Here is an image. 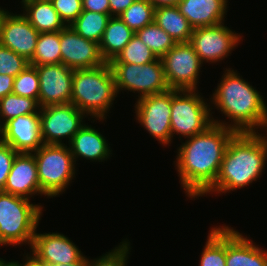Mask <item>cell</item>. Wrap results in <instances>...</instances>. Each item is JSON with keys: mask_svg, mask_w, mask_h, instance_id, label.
Returning <instances> with one entry per match:
<instances>
[{"mask_svg": "<svg viewBox=\"0 0 267 266\" xmlns=\"http://www.w3.org/2000/svg\"><path fill=\"white\" fill-rule=\"evenodd\" d=\"M12 93L38 102L39 76L35 66L28 65L14 78Z\"/></svg>", "mask_w": 267, "mask_h": 266, "instance_id": "1f68e13d", "label": "cell"}, {"mask_svg": "<svg viewBox=\"0 0 267 266\" xmlns=\"http://www.w3.org/2000/svg\"><path fill=\"white\" fill-rule=\"evenodd\" d=\"M136 0H109L110 15L119 16Z\"/></svg>", "mask_w": 267, "mask_h": 266, "instance_id": "74e56055", "label": "cell"}, {"mask_svg": "<svg viewBox=\"0 0 267 266\" xmlns=\"http://www.w3.org/2000/svg\"><path fill=\"white\" fill-rule=\"evenodd\" d=\"M155 7L149 0H136L123 13L120 19L134 32L154 22Z\"/></svg>", "mask_w": 267, "mask_h": 266, "instance_id": "f546056e", "label": "cell"}, {"mask_svg": "<svg viewBox=\"0 0 267 266\" xmlns=\"http://www.w3.org/2000/svg\"><path fill=\"white\" fill-rule=\"evenodd\" d=\"M161 61L170 89L196 90L202 63L189 42L177 43Z\"/></svg>", "mask_w": 267, "mask_h": 266, "instance_id": "9c48e42d", "label": "cell"}, {"mask_svg": "<svg viewBox=\"0 0 267 266\" xmlns=\"http://www.w3.org/2000/svg\"><path fill=\"white\" fill-rule=\"evenodd\" d=\"M40 128L43 144L61 145V139L68 142L83 126L86 115L74 104H58L40 108ZM82 122V123H81Z\"/></svg>", "mask_w": 267, "mask_h": 266, "instance_id": "30bf717a", "label": "cell"}, {"mask_svg": "<svg viewBox=\"0 0 267 266\" xmlns=\"http://www.w3.org/2000/svg\"><path fill=\"white\" fill-rule=\"evenodd\" d=\"M39 32L23 14L5 13L0 32V44L9 48L27 61L33 58Z\"/></svg>", "mask_w": 267, "mask_h": 266, "instance_id": "9a60e30c", "label": "cell"}, {"mask_svg": "<svg viewBox=\"0 0 267 266\" xmlns=\"http://www.w3.org/2000/svg\"><path fill=\"white\" fill-rule=\"evenodd\" d=\"M28 65L24 57L0 44V74L16 77Z\"/></svg>", "mask_w": 267, "mask_h": 266, "instance_id": "d6a6232c", "label": "cell"}, {"mask_svg": "<svg viewBox=\"0 0 267 266\" xmlns=\"http://www.w3.org/2000/svg\"><path fill=\"white\" fill-rule=\"evenodd\" d=\"M30 249L32 256L46 266L58 263L68 265L84 257L81 250L60 233H35Z\"/></svg>", "mask_w": 267, "mask_h": 266, "instance_id": "2e32d148", "label": "cell"}, {"mask_svg": "<svg viewBox=\"0 0 267 266\" xmlns=\"http://www.w3.org/2000/svg\"><path fill=\"white\" fill-rule=\"evenodd\" d=\"M42 210L29 199L0 191V245L28 243L31 248Z\"/></svg>", "mask_w": 267, "mask_h": 266, "instance_id": "5b68a950", "label": "cell"}, {"mask_svg": "<svg viewBox=\"0 0 267 266\" xmlns=\"http://www.w3.org/2000/svg\"><path fill=\"white\" fill-rule=\"evenodd\" d=\"M61 63L75 69L94 68L105 63L99 44L78 35L70 26L60 31Z\"/></svg>", "mask_w": 267, "mask_h": 266, "instance_id": "5bb4252c", "label": "cell"}, {"mask_svg": "<svg viewBox=\"0 0 267 266\" xmlns=\"http://www.w3.org/2000/svg\"><path fill=\"white\" fill-rule=\"evenodd\" d=\"M4 127V142L18 153H32L43 145L39 113L10 119Z\"/></svg>", "mask_w": 267, "mask_h": 266, "instance_id": "ac0fdd59", "label": "cell"}, {"mask_svg": "<svg viewBox=\"0 0 267 266\" xmlns=\"http://www.w3.org/2000/svg\"><path fill=\"white\" fill-rule=\"evenodd\" d=\"M117 95L115 78L109 63L74 70L70 103L86 116L90 115L98 120L106 119V113Z\"/></svg>", "mask_w": 267, "mask_h": 266, "instance_id": "277c9868", "label": "cell"}, {"mask_svg": "<svg viewBox=\"0 0 267 266\" xmlns=\"http://www.w3.org/2000/svg\"><path fill=\"white\" fill-rule=\"evenodd\" d=\"M226 266H267V252L231 227H226Z\"/></svg>", "mask_w": 267, "mask_h": 266, "instance_id": "d6986e66", "label": "cell"}, {"mask_svg": "<svg viewBox=\"0 0 267 266\" xmlns=\"http://www.w3.org/2000/svg\"><path fill=\"white\" fill-rule=\"evenodd\" d=\"M227 2L228 0H181L177 7L195 29L223 23Z\"/></svg>", "mask_w": 267, "mask_h": 266, "instance_id": "ffe728a7", "label": "cell"}, {"mask_svg": "<svg viewBox=\"0 0 267 266\" xmlns=\"http://www.w3.org/2000/svg\"><path fill=\"white\" fill-rule=\"evenodd\" d=\"M39 76L40 108L71 101L74 70L64 64L32 65Z\"/></svg>", "mask_w": 267, "mask_h": 266, "instance_id": "4fadbf2b", "label": "cell"}, {"mask_svg": "<svg viewBox=\"0 0 267 266\" xmlns=\"http://www.w3.org/2000/svg\"><path fill=\"white\" fill-rule=\"evenodd\" d=\"M32 113H40L39 103L35 99L13 93L0 99V118L4 124L10 119Z\"/></svg>", "mask_w": 267, "mask_h": 266, "instance_id": "83f0119b", "label": "cell"}, {"mask_svg": "<svg viewBox=\"0 0 267 266\" xmlns=\"http://www.w3.org/2000/svg\"><path fill=\"white\" fill-rule=\"evenodd\" d=\"M149 1L155 8H158L161 6L177 5L181 0H149Z\"/></svg>", "mask_w": 267, "mask_h": 266, "instance_id": "60d3db41", "label": "cell"}, {"mask_svg": "<svg viewBox=\"0 0 267 266\" xmlns=\"http://www.w3.org/2000/svg\"><path fill=\"white\" fill-rule=\"evenodd\" d=\"M48 266H90V260L84 256L80 261L71 263V264H50Z\"/></svg>", "mask_w": 267, "mask_h": 266, "instance_id": "b9f144b4", "label": "cell"}, {"mask_svg": "<svg viewBox=\"0 0 267 266\" xmlns=\"http://www.w3.org/2000/svg\"><path fill=\"white\" fill-rule=\"evenodd\" d=\"M136 120L164 146L171 135V89L167 92L138 98L135 103Z\"/></svg>", "mask_w": 267, "mask_h": 266, "instance_id": "8fae6325", "label": "cell"}, {"mask_svg": "<svg viewBox=\"0 0 267 266\" xmlns=\"http://www.w3.org/2000/svg\"><path fill=\"white\" fill-rule=\"evenodd\" d=\"M134 34L135 32L119 16H111L99 43L100 53L104 61L110 63L114 60Z\"/></svg>", "mask_w": 267, "mask_h": 266, "instance_id": "603a6c76", "label": "cell"}, {"mask_svg": "<svg viewBox=\"0 0 267 266\" xmlns=\"http://www.w3.org/2000/svg\"><path fill=\"white\" fill-rule=\"evenodd\" d=\"M211 102L231 119V124H228L212 117L213 123L233 129L237 133L256 132L260 127H267V106L260 91L234 70L226 68Z\"/></svg>", "mask_w": 267, "mask_h": 266, "instance_id": "7a4b0ae2", "label": "cell"}, {"mask_svg": "<svg viewBox=\"0 0 267 266\" xmlns=\"http://www.w3.org/2000/svg\"><path fill=\"white\" fill-rule=\"evenodd\" d=\"M195 91L171 89L172 138L175 133L182 137H193L213 124L210 105Z\"/></svg>", "mask_w": 267, "mask_h": 266, "instance_id": "52a82bcc", "label": "cell"}, {"mask_svg": "<svg viewBox=\"0 0 267 266\" xmlns=\"http://www.w3.org/2000/svg\"><path fill=\"white\" fill-rule=\"evenodd\" d=\"M2 266H11L8 262H5Z\"/></svg>", "mask_w": 267, "mask_h": 266, "instance_id": "bcb514c9", "label": "cell"}, {"mask_svg": "<svg viewBox=\"0 0 267 266\" xmlns=\"http://www.w3.org/2000/svg\"><path fill=\"white\" fill-rule=\"evenodd\" d=\"M23 15L39 32H59L66 25L54 9L50 0H23Z\"/></svg>", "mask_w": 267, "mask_h": 266, "instance_id": "7402d4cb", "label": "cell"}, {"mask_svg": "<svg viewBox=\"0 0 267 266\" xmlns=\"http://www.w3.org/2000/svg\"><path fill=\"white\" fill-rule=\"evenodd\" d=\"M120 244L121 245H118L115 249L107 252V254L97 259L90 260V266H126L128 254H130V244L128 240Z\"/></svg>", "mask_w": 267, "mask_h": 266, "instance_id": "836d02e7", "label": "cell"}, {"mask_svg": "<svg viewBox=\"0 0 267 266\" xmlns=\"http://www.w3.org/2000/svg\"><path fill=\"white\" fill-rule=\"evenodd\" d=\"M157 59L152 50L134 34L124 49L110 63L148 64Z\"/></svg>", "mask_w": 267, "mask_h": 266, "instance_id": "4dcf8cb0", "label": "cell"}, {"mask_svg": "<svg viewBox=\"0 0 267 266\" xmlns=\"http://www.w3.org/2000/svg\"><path fill=\"white\" fill-rule=\"evenodd\" d=\"M61 63L60 31L39 33L33 58L29 65Z\"/></svg>", "mask_w": 267, "mask_h": 266, "instance_id": "4316f807", "label": "cell"}, {"mask_svg": "<svg viewBox=\"0 0 267 266\" xmlns=\"http://www.w3.org/2000/svg\"><path fill=\"white\" fill-rule=\"evenodd\" d=\"M11 266H46L43 263L38 262L31 254L28 257V254L26 255V262L24 264H19L18 261H11L8 262Z\"/></svg>", "mask_w": 267, "mask_h": 266, "instance_id": "ab89813d", "label": "cell"}, {"mask_svg": "<svg viewBox=\"0 0 267 266\" xmlns=\"http://www.w3.org/2000/svg\"><path fill=\"white\" fill-rule=\"evenodd\" d=\"M154 21L176 43L190 42L193 28L188 20L180 13L177 5L155 8Z\"/></svg>", "mask_w": 267, "mask_h": 266, "instance_id": "cb8c5ba5", "label": "cell"}, {"mask_svg": "<svg viewBox=\"0 0 267 266\" xmlns=\"http://www.w3.org/2000/svg\"><path fill=\"white\" fill-rule=\"evenodd\" d=\"M6 261L2 258H0V266H2Z\"/></svg>", "mask_w": 267, "mask_h": 266, "instance_id": "f6af8a7d", "label": "cell"}, {"mask_svg": "<svg viewBox=\"0 0 267 266\" xmlns=\"http://www.w3.org/2000/svg\"><path fill=\"white\" fill-rule=\"evenodd\" d=\"M115 78V85L120 90L140 93L139 98L161 94L170 90L161 58L148 64L109 63Z\"/></svg>", "mask_w": 267, "mask_h": 266, "instance_id": "ba28073f", "label": "cell"}, {"mask_svg": "<svg viewBox=\"0 0 267 266\" xmlns=\"http://www.w3.org/2000/svg\"><path fill=\"white\" fill-rule=\"evenodd\" d=\"M6 12H7L6 9L4 10V8L1 9V7H0V32H1L2 20H3V17H4Z\"/></svg>", "mask_w": 267, "mask_h": 266, "instance_id": "ee69618b", "label": "cell"}, {"mask_svg": "<svg viewBox=\"0 0 267 266\" xmlns=\"http://www.w3.org/2000/svg\"><path fill=\"white\" fill-rule=\"evenodd\" d=\"M18 152L8 143H0V191L4 189L13 161Z\"/></svg>", "mask_w": 267, "mask_h": 266, "instance_id": "d590c367", "label": "cell"}, {"mask_svg": "<svg viewBox=\"0 0 267 266\" xmlns=\"http://www.w3.org/2000/svg\"><path fill=\"white\" fill-rule=\"evenodd\" d=\"M257 133L240 132L231 138L218 176L203 195L230 192L257 181L267 161V136Z\"/></svg>", "mask_w": 267, "mask_h": 266, "instance_id": "3957f363", "label": "cell"}, {"mask_svg": "<svg viewBox=\"0 0 267 266\" xmlns=\"http://www.w3.org/2000/svg\"><path fill=\"white\" fill-rule=\"evenodd\" d=\"M66 26L71 25L82 13V0H50Z\"/></svg>", "mask_w": 267, "mask_h": 266, "instance_id": "e575fe53", "label": "cell"}, {"mask_svg": "<svg viewBox=\"0 0 267 266\" xmlns=\"http://www.w3.org/2000/svg\"><path fill=\"white\" fill-rule=\"evenodd\" d=\"M2 191L29 200L37 193L46 196L40 189L37 164L33 153L16 155Z\"/></svg>", "mask_w": 267, "mask_h": 266, "instance_id": "e0dca14e", "label": "cell"}, {"mask_svg": "<svg viewBox=\"0 0 267 266\" xmlns=\"http://www.w3.org/2000/svg\"><path fill=\"white\" fill-rule=\"evenodd\" d=\"M82 10L110 15L109 0H82Z\"/></svg>", "mask_w": 267, "mask_h": 266, "instance_id": "8d00e7d4", "label": "cell"}, {"mask_svg": "<svg viewBox=\"0 0 267 266\" xmlns=\"http://www.w3.org/2000/svg\"><path fill=\"white\" fill-rule=\"evenodd\" d=\"M236 133L213 123L180 145L175 164L181 186L189 198L202 197L214 184L228 143Z\"/></svg>", "mask_w": 267, "mask_h": 266, "instance_id": "6da1fadb", "label": "cell"}, {"mask_svg": "<svg viewBox=\"0 0 267 266\" xmlns=\"http://www.w3.org/2000/svg\"><path fill=\"white\" fill-rule=\"evenodd\" d=\"M41 191L56 197L65 191L75 176V161L67 145L43 144L33 152Z\"/></svg>", "mask_w": 267, "mask_h": 266, "instance_id": "8992f818", "label": "cell"}, {"mask_svg": "<svg viewBox=\"0 0 267 266\" xmlns=\"http://www.w3.org/2000/svg\"><path fill=\"white\" fill-rule=\"evenodd\" d=\"M106 142L98 130L84 124L68 144L75 162L79 157L102 162L109 158L112 151Z\"/></svg>", "mask_w": 267, "mask_h": 266, "instance_id": "44dd1931", "label": "cell"}, {"mask_svg": "<svg viewBox=\"0 0 267 266\" xmlns=\"http://www.w3.org/2000/svg\"><path fill=\"white\" fill-rule=\"evenodd\" d=\"M209 232L199 266H226V226L214 227Z\"/></svg>", "mask_w": 267, "mask_h": 266, "instance_id": "484cf974", "label": "cell"}, {"mask_svg": "<svg viewBox=\"0 0 267 266\" xmlns=\"http://www.w3.org/2000/svg\"><path fill=\"white\" fill-rule=\"evenodd\" d=\"M157 58H162L177 43L155 21L135 32Z\"/></svg>", "mask_w": 267, "mask_h": 266, "instance_id": "f1b7e54d", "label": "cell"}, {"mask_svg": "<svg viewBox=\"0 0 267 266\" xmlns=\"http://www.w3.org/2000/svg\"><path fill=\"white\" fill-rule=\"evenodd\" d=\"M111 15L83 10L69 25L81 37L100 43Z\"/></svg>", "mask_w": 267, "mask_h": 266, "instance_id": "d4e9b609", "label": "cell"}, {"mask_svg": "<svg viewBox=\"0 0 267 266\" xmlns=\"http://www.w3.org/2000/svg\"><path fill=\"white\" fill-rule=\"evenodd\" d=\"M1 120V118H0ZM4 123L0 121V143L4 142Z\"/></svg>", "mask_w": 267, "mask_h": 266, "instance_id": "7bdbcfd3", "label": "cell"}, {"mask_svg": "<svg viewBox=\"0 0 267 266\" xmlns=\"http://www.w3.org/2000/svg\"><path fill=\"white\" fill-rule=\"evenodd\" d=\"M240 39L242 40L240 34L234 33L220 23L215 26L193 29L189 43L203 64L204 61L215 63L227 58L232 49L239 44Z\"/></svg>", "mask_w": 267, "mask_h": 266, "instance_id": "7c38bea8", "label": "cell"}, {"mask_svg": "<svg viewBox=\"0 0 267 266\" xmlns=\"http://www.w3.org/2000/svg\"><path fill=\"white\" fill-rule=\"evenodd\" d=\"M14 78L11 75L0 74V99L12 93Z\"/></svg>", "mask_w": 267, "mask_h": 266, "instance_id": "f35d334b", "label": "cell"}]
</instances>
